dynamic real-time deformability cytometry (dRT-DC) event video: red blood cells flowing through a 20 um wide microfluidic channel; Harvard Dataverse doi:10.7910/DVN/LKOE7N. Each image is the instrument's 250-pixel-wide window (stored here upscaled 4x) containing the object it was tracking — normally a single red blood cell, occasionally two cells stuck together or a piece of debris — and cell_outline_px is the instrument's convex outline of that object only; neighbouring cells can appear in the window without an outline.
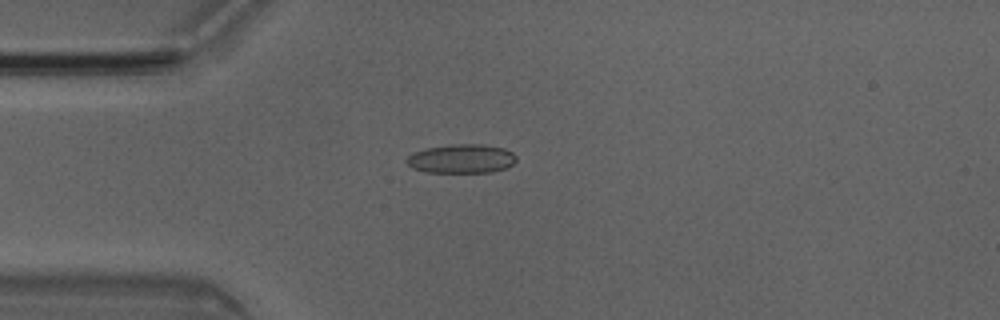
{"species": "Egyptian fruit bat (a non-hibernating species)", "species_latin": "Rousettus aegyptiacus", "temperature_condition": "room temperature", "stored_images_in_passage": 4, "camera_frame_rate_fps": 3000, "um_per_image_px": 0.085, "animal": {"sex": "male"}, "frame": {"image": 1, "passage_image": 4, "time_ms": 1.0, "image_size_px": [1000, 320], "cell_outline_px": [[516, 160], [512, 164], [504, 168], [492, 172], [424, 172], [412, 168], [404, 160], [408, 156], [424, 148], [452, 144], [480, 144], [504, 148], [512, 152], [516, 156]], "centroid_in_image_um": [39.2, 13.49], "position_along_channel_um": 45.8, "area_um2": 18.5}}